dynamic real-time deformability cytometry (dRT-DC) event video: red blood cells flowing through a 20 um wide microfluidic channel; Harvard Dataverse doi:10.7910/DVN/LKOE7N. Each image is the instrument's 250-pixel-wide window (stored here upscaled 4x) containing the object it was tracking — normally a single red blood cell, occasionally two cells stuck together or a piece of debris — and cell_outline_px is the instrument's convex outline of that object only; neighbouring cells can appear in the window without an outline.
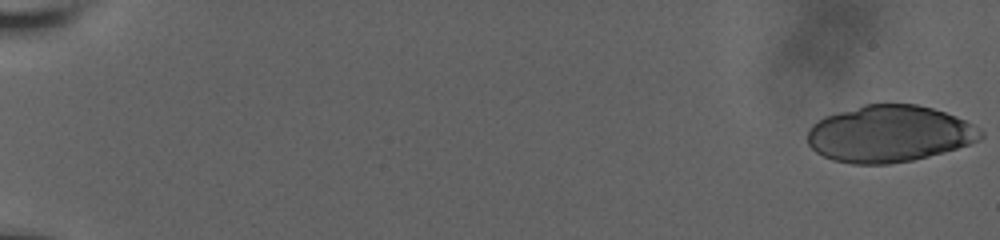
{"species": "human", "species_latin": "Homo sapiens", "temperature_condition": "room temperature", "stored_images_in_passage": 59, "camera_frame_rate_fps": 3000, "um_per_image_px": 0.085, "donor": {"sex": "male"}, "frame": {"image": 1, "passage_image": 1, "time_ms": 0.0, "image_size_px": [1000, 240], "cell_outline_px": [[984, 136], [980, 140], [956, 148], [928, 156], [912, 160], [888, 164], [852, 164], [832, 160], [816, 152], [808, 144], [808, 128], [812, 124], [824, 116], [864, 104], [916, 104], [932, 108], [956, 116], [980, 128], [984, 132]], "centroid_in_image_um": [75.57, 11.37], "position_along_channel_um": 9.4, "area_um2": 57.22}}
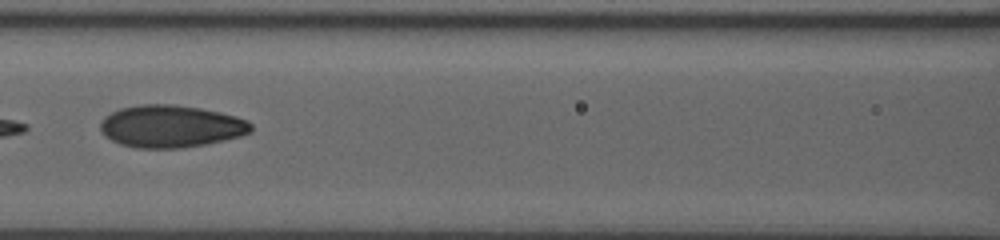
{"frame": {"image": 2, "passage_image": 30, "time_ms": 9.667, "image_size_px": [1000, 240], "cell_outline_px": [[252, 132], [240, 136], [224, 140], [204, 144], [180, 148], [140, 148], [120, 144], [104, 136], [100, 128], [100, 124], [104, 116], [120, 108], [140, 104], [172, 104], [200, 108], [220, 112], [236, 116], [248, 120], [252, 124]], "centroid_in_image_um": [14.53, 10.73], "position_along_channel_um": 152.1, "area_um2": 37.22}}
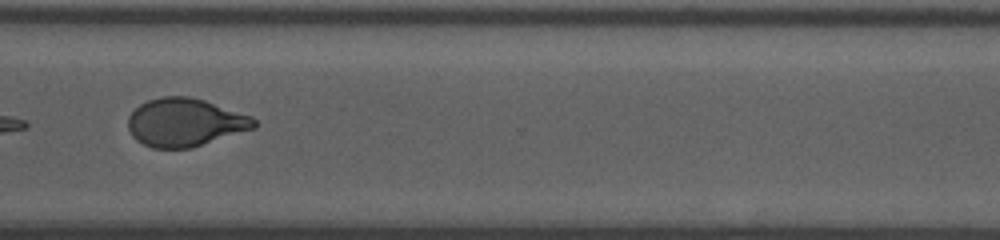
{"frame": {"image": 3, "passage_image": 46, "time_ms": 15.0, "image_size_px": [1000, 240], "cell_outline_px": [[256, 128], [192, 148], [152, 148], [136, 140], [132, 136], [128, 128], [128, 116], [140, 104], [148, 100], [160, 96], [188, 96], [204, 100], [252, 116], [256, 120]], "centroid_in_image_um": [15.73, 10.41], "position_along_channel_um": 354.9, "area_um2": 35.49}, "authors_computed_cell_mechanics": {"area_um2": 36.9342, "velocity_mm_per_s": 3.8145, "shape_relaxation_time_tau1_ms": 8.1077, "shape_relaxation_time_tau2_ms": 1.2599, "deformation_change_tau1": 0.2057, "deformation_change_tau2": 0.0693}}